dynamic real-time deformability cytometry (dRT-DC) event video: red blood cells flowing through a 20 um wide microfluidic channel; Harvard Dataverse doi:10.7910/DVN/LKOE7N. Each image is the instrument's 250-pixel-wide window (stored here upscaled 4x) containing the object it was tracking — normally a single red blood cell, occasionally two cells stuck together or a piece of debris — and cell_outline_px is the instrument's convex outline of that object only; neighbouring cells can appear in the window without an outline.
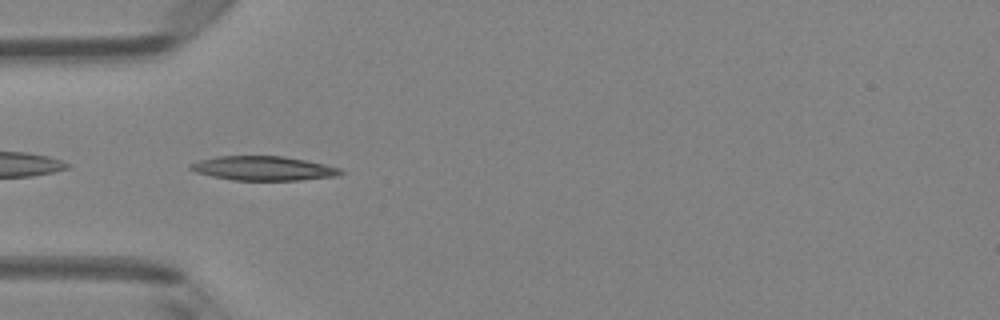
{"species": "Egyptian fruit bat (a non-hibernating species)", "species_latin": "Rousettus aegyptiacus", "temperature_condition": "room temperature", "stored_images_in_passage": 6, "camera_frame_rate_fps": 3000, "um_per_image_px": 0.085, "animal": {"sex": "female"}, "frame": {"image": 1, "passage_image": 3, "time_ms": 3.0, "image_size_px": [1000, 320], "cell_outline_px": [[344, 172], [336, 176], [300, 180], [232, 180], [212, 176], [196, 172], [188, 168], [192, 164], [200, 160], [216, 156], [284, 156], [324, 164], [340, 168]], "centroid_in_image_um": [22.39, 14.31], "position_along_channel_um": 62.6, "area_um2": 21.04}}
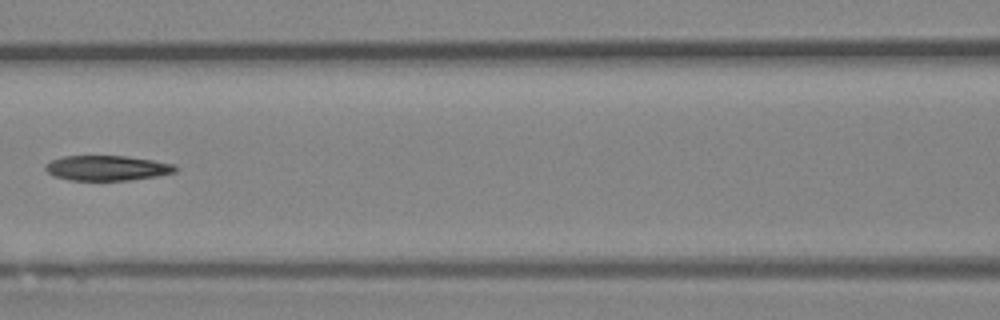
{"frame": {"image": 2, "passage_image": 5, "time_ms": 5.333, "image_size_px": [1000, 320], "cell_outline_px": [[180, 168], [176, 172], [156, 176], [128, 180], [68, 180], [56, 176], [48, 172], [44, 168], [44, 164], [52, 160], [64, 156], [128, 156], [176, 164]], "centroid_in_image_um": [9.14, 14.28], "position_along_channel_um": 157.5, "area_um2": 19.02}}
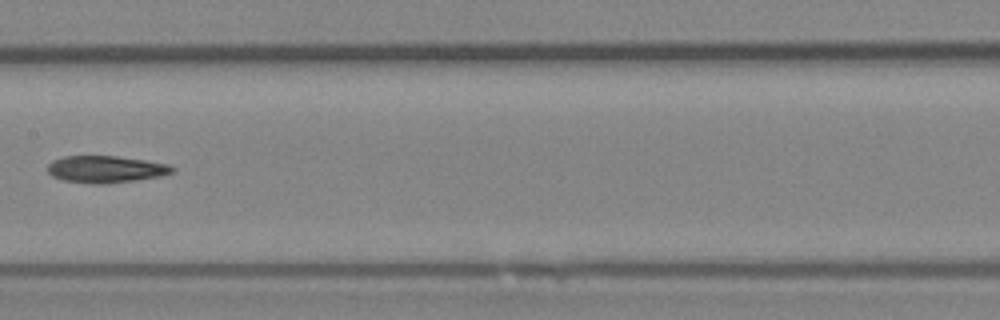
{"frame": {"image": 3, "passage_image": 6, "time_ms": 6.333, "image_size_px": [1000, 320], "cell_outline_px": [[176, 168], [172, 172], [164, 176], [108, 184], [96, 184], [64, 180], [52, 176], [48, 172], [48, 164], [52, 160], [64, 156], [116, 156], [144, 160], [168, 164]], "centroid_in_image_um": [9.01, 14.39], "position_along_channel_um": 198.4, "area_um2": 19.65}}